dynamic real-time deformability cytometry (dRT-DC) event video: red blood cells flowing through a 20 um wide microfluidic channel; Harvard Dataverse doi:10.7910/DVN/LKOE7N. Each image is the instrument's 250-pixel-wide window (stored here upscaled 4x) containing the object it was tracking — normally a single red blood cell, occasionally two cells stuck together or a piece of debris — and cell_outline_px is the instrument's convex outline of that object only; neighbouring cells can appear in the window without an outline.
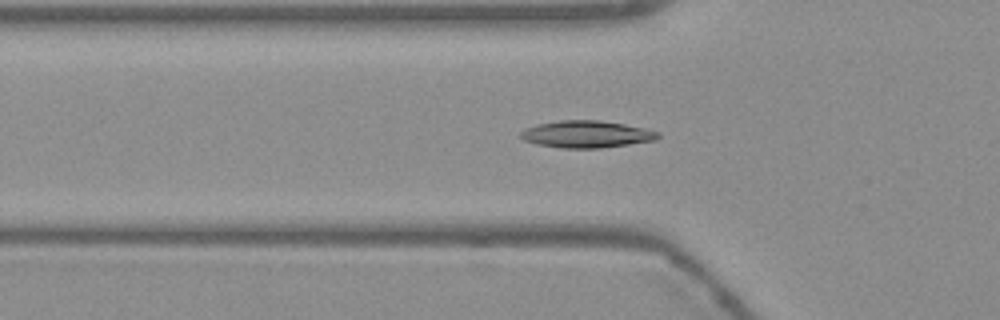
{"species": "Egyptian fruit bat (a non-hibernating species)", "species_latin": "Rousettus aegyptiacus", "temperature_condition": "warm", "stored_images_in_passage": 38, "camera_frame_rate_fps": 3000, "um_per_image_px": 0.085, "frame": {"image": 1, "passage_image": 6, "time_ms": 1.667, "image_size_px": [1000, 320], "cell_outline_px": [[660, 136], [656, 140], [600, 148], [560, 148], [536, 144], [524, 140], [520, 136], [520, 132], [524, 128], [536, 124], [560, 120], [600, 120], [624, 124], [644, 128], [660, 132]], "centroid_in_image_um": [49.83, 11.4], "position_along_channel_um": 76.0, "area_um2": 21.73}}
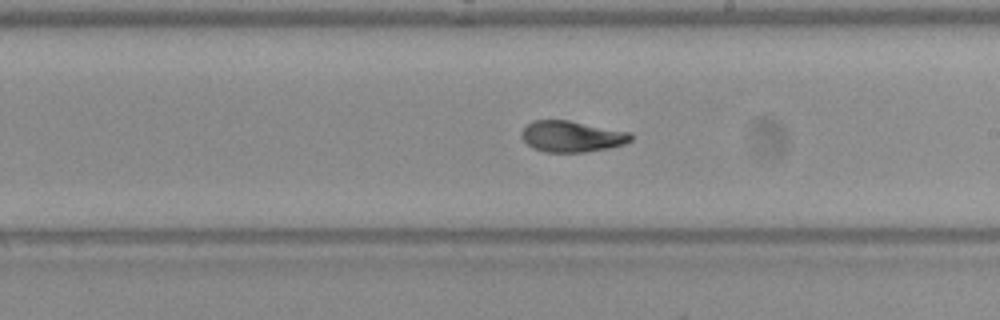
{"frame": {"image": 2, "passage_image": 19, "time_ms": 6.0, "image_size_px": [1000, 320], "cell_outline_px": [[632, 140], [624, 144], [608, 148], [584, 152], [544, 152], [532, 148], [520, 136], [520, 132], [532, 120], [568, 120], [632, 132]], "centroid_in_image_um": [48.6, 11.59], "position_along_channel_um": 240.4, "area_um2": 19.94}}
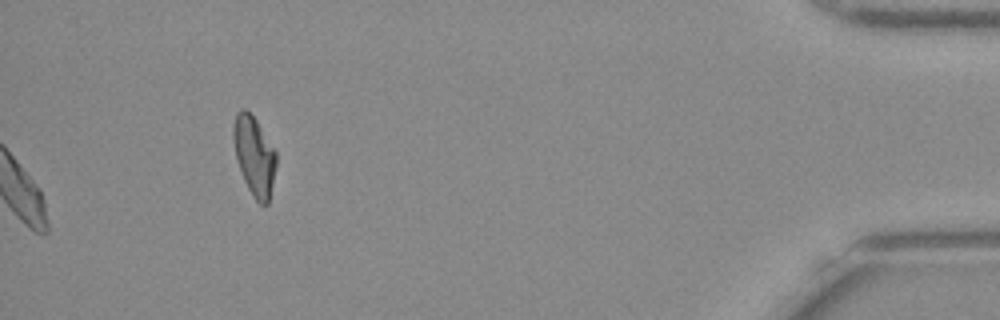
{"frame": {"image": 3, "passage_image": 38, "time_ms": 12.333, "image_size_px": [1000, 320], "cell_outline_px": [[276, 164], [268, 204], [260, 204], [252, 196], [244, 180], [236, 160], [232, 136], [232, 128], [236, 112], [240, 108], [244, 108], [256, 120], [276, 152]], "centroid_in_image_um": [21.58, 13.23], "position_along_channel_um": 413.6, "area_um2": 19.65}, "authors_computed_cell_mechanics": {"area_um2": 20.1144, "velocity_mm_per_s": 3.7687, "shape_relaxation_time_tau1_ms": 10.0882, "shape_relaxation_time_tau2_ms": 1.1959, "deformation_change_tau1": 0.259, "deformation_change_tau2": 0.0554}}